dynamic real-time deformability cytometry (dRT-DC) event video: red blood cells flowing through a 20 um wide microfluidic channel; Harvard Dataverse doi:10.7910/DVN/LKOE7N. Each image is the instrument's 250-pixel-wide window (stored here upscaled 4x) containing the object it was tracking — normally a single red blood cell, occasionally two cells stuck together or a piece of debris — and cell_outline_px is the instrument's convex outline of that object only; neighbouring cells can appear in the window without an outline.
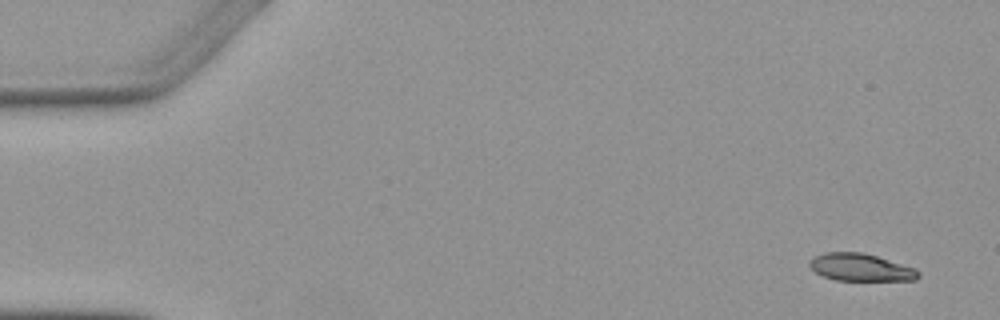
{"species": "Egyptian fruit bat (a non-hibernating species)", "species_latin": "Rousettus aegyptiacus", "temperature_condition": "warm", "stored_images_in_passage": 4, "camera_frame_rate_fps": 3000, "um_per_image_px": 0.085, "animal": {"sex": "female"}, "frame": {"image": 1, "passage_image": 1, "time_ms": 0.0, "image_size_px": [1000, 320], "cell_outline_px": [[920, 276], [916, 280], [836, 280], [824, 276], [816, 272], [808, 264], [808, 260], [824, 252], [864, 252], [916, 268], [920, 272]], "centroid_in_image_um": [73.18, 22.72], "position_along_channel_um": 11.8, "area_um2": 17.4}}
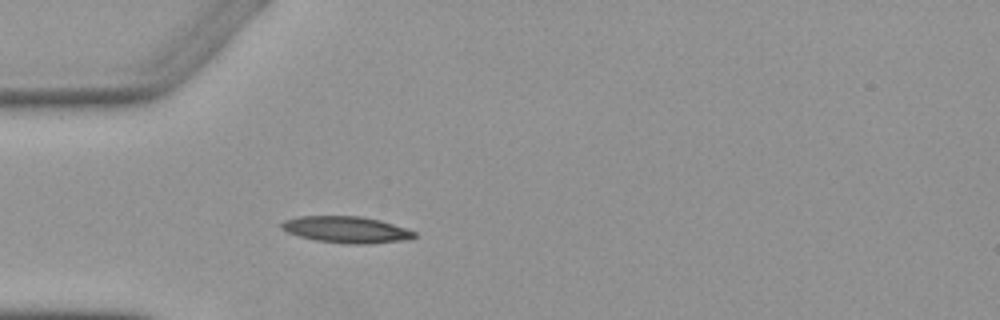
{"frame": {"image": 2, "passage_image": 4, "time_ms": 4.333, "image_size_px": [1000, 320], "cell_outline_px": [[416, 236], [412, 240], [372, 244], [352, 244], [316, 240], [300, 236], [288, 232], [280, 228], [280, 224], [284, 220], [300, 216], [360, 216], [380, 220], [416, 232]], "centroid_in_image_um": [29.48, 19.52], "position_along_channel_um": 55.5, "area_um2": 20.58}}